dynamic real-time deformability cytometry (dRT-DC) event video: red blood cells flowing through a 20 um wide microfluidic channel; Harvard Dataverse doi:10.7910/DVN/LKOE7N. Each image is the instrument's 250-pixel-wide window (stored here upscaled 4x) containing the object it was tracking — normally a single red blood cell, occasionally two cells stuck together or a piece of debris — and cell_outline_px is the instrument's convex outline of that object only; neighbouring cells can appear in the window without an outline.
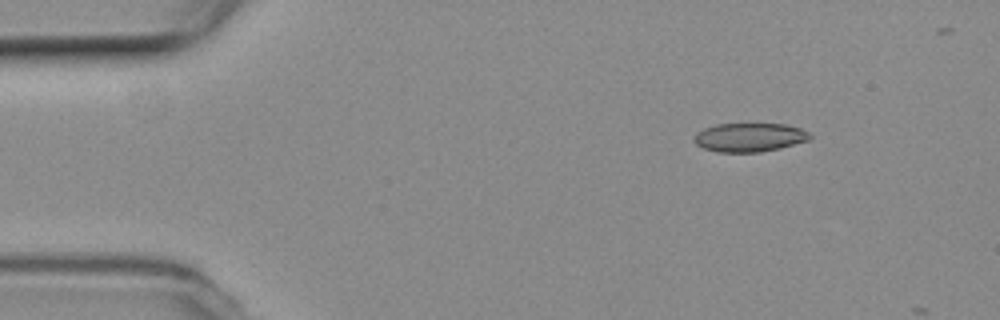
{"species": "common noctule bat (a hibernating species)", "species_latin": "Nyctalus noctula", "temperature_condition": "room temperature", "stored_images_in_passage": 3, "camera_frame_rate_fps": 3000, "um_per_image_px": 0.085, "animal": {"sex": "female", "body_mass_g": 19.3, "forearm_length_mm": 54.1}, "frame": {"image": 1, "passage_image": 1, "time_ms": 0.0, "image_size_px": [1000, 320], "cell_outline_px": [[812, 136], [808, 140], [780, 148], [760, 152], [716, 152], [704, 148], [696, 144], [692, 140], [696, 132], [704, 128], [716, 124], [784, 124], [800, 128], [808, 132]], "centroid_in_image_um": [63.67, 11.67], "position_along_channel_um": 21.3, "area_um2": 19.42}}